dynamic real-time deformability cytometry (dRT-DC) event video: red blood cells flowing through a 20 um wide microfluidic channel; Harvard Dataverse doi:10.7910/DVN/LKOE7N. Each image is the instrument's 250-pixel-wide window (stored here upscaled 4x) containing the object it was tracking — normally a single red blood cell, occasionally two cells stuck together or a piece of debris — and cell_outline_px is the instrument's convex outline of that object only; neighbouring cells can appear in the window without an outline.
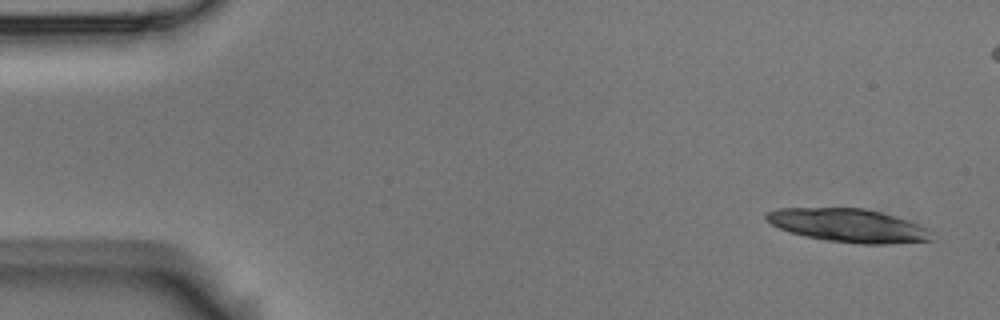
{"species": "Egyptian fruit bat (a non-hibernating species)", "species_latin": "Rousettus aegyptiacus", "temperature_condition": "room temperature", "stored_images_in_passage": 9, "camera_frame_rate_fps": 3000, "um_per_image_px": 0.085, "animal": {"sex": "male"}, "frame": {"image": 1, "passage_image": 1, "time_ms": 0.0, "image_size_px": [1000, 320], "cell_outline_px": [[936, 240], [884, 244], [860, 244], [828, 240], [804, 236], [788, 232], [772, 224], [764, 216], [764, 212], [780, 208], [864, 208], [880, 212], [908, 220], [928, 228], [932, 232]], "centroid_in_image_um": [72.14, 19.17], "position_along_channel_um": 12.9, "area_um2": 32.25}}
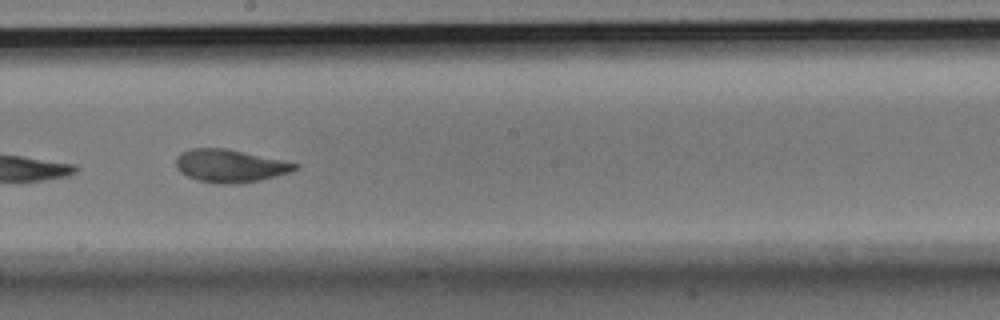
{"frame": {"image": 2, "passage_image": 9, "time_ms": 2.667, "image_size_px": [1000, 320], "cell_outline_px": [[300, 164], [296, 168], [288, 172], [276, 176], [260, 180], [240, 184], [216, 184], [196, 180], [180, 172], [176, 168], [176, 156], [180, 152], [192, 148], [224, 148], [284, 160]], "centroid_in_image_um": [19.51, 14.1], "position_along_channel_um": 228.7, "area_um2": 22.89}}